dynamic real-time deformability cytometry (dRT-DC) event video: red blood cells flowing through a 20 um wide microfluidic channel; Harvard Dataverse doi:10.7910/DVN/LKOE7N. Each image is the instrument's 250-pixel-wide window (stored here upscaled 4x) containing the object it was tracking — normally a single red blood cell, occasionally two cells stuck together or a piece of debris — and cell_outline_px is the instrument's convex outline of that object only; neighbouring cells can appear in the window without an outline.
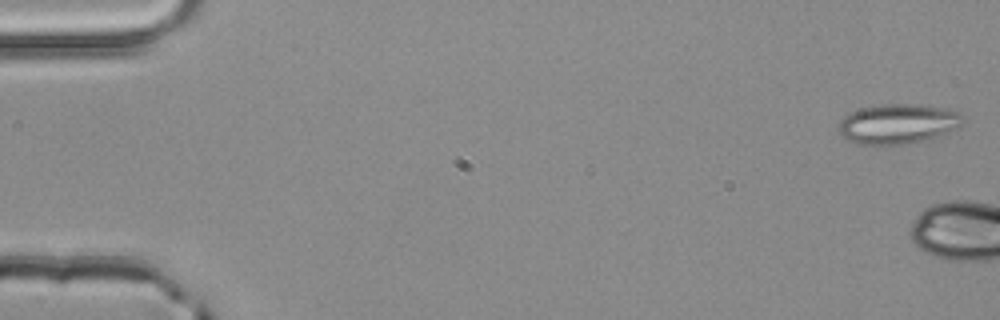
{"species": "common noctule bat (a hibernating species)", "species_latin": "Nyctalus noctula", "temperature_condition": "room temperature", "stored_images_in_passage": 7, "camera_frame_rate_fps": 3000, "um_per_image_px": 0.085, "animal": {"sex": "male", "body_mass_g": 20.4}, "frame": {"image": 1, "passage_image": 1, "time_ms": 0.0, "image_size_px": [1000, 320], "cell_outline_px": [[964, 124], [956, 128], [936, 136], [924, 140], [908, 144], [860, 144], [848, 140], [840, 136], [836, 128], [840, 120], [844, 116], [860, 108], [880, 104], [924, 104], [944, 108], [960, 112], [964, 120]], "centroid_in_image_um": [76.3, 10.51], "position_along_channel_um": 8.7, "area_um2": 29.07}}